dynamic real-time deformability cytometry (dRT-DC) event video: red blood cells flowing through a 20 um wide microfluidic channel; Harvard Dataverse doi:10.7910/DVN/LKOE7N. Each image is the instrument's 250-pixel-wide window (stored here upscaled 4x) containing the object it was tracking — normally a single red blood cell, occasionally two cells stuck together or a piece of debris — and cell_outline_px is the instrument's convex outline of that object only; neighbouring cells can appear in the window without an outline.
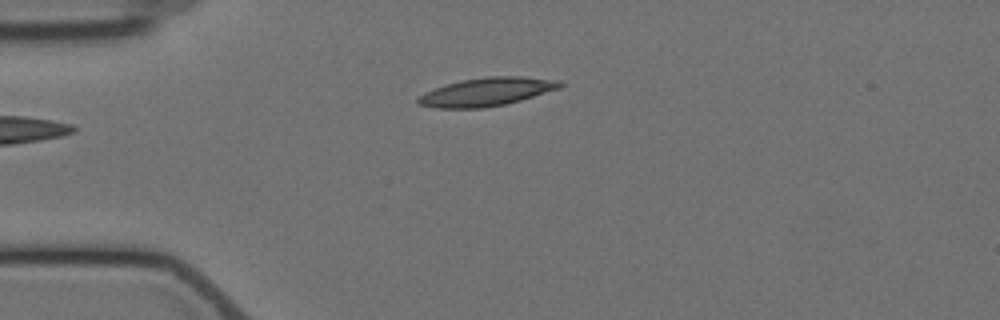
{"species": "Egyptian fruit bat (a non-hibernating species)", "species_latin": "Rousettus aegyptiacus", "temperature_condition": "cold", "stored_images_in_passage": 2, "camera_frame_rate_fps": 3000, "um_per_image_px": 0.085, "animal": {"sex": "female"}, "frame": {"image": 1, "passage_image": 2, "time_ms": 1.0, "image_size_px": [1000, 320], "cell_outline_px": [[564, 84], [560, 88], [520, 100], [504, 104], [484, 108], [432, 108], [416, 104], [416, 96], [424, 92], [460, 80], [488, 76], [520, 76], [560, 80]], "centroid_in_image_um": [41.32, 7.81], "position_along_channel_um": 43.7, "area_um2": 23.52}}